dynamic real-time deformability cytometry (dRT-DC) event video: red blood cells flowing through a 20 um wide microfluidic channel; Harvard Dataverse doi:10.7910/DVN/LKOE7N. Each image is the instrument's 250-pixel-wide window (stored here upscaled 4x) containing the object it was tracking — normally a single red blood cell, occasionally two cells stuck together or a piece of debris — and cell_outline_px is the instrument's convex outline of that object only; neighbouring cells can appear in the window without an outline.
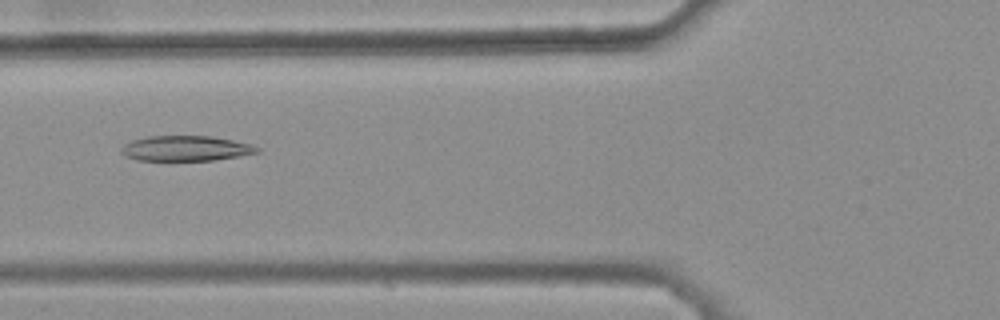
{"species": "common noctule bat (a hibernating species)", "species_latin": "Nyctalus noctula", "temperature_condition": "warm", "stored_images_in_passage": 38, "camera_frame_rate_fps": 3000, "um_per_image_px": 0.085, "animal": {"sex": "female", "body_mass_g": 25.1}, "frame": {"image": 1, "passage_image": 11, "time_ms": 3.333, "image_size_px": [1000, 320], "cell_outline_px": [[260, 152], [240, 156], [212, 160], [136, 160], [124, 156], [120, 152], [120, 148], [124, 144], [132, 140], [148, 136], [212, 136], [252, 144], [260, 148]], "centroid_in_image_um": [15.78, 12.61], "position_along_channel_um": 110.0, "area_um2": 20.06}}
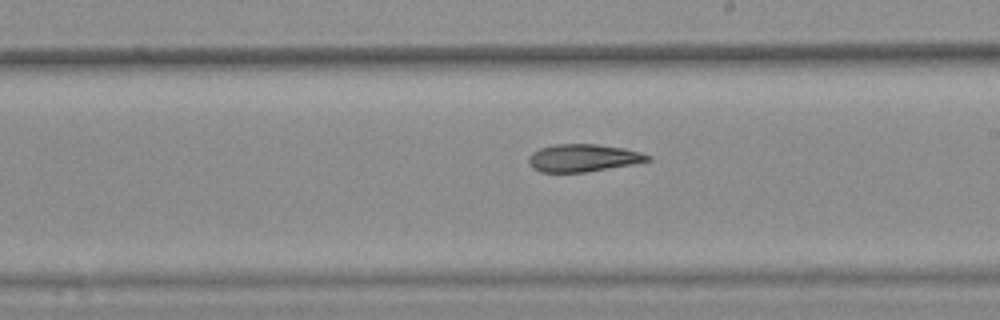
{"frame": {"image": 2, "passage_image": 21, "time_ms": 6.667, "image_size_px": [1000, 320], "cell_outline_px": [[652, 160], [632, 164], [584, 172], [540, 172], [532, 168], [528, 164], [528, 156], [532, 152], [540, 148], [552, 144], [596, 144], [624, 148], [640, 152], [652, 156]], "centroid_in_image_um": [49.53, 13.42], "position_along_channel_um": 239.5, "area_um2": 19.19}}
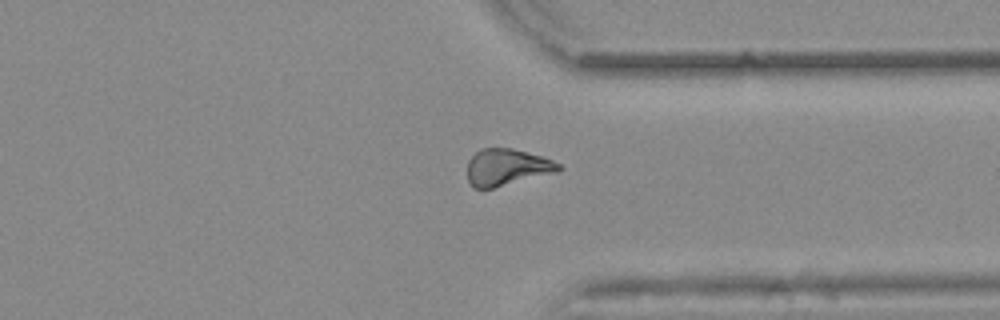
{"frame": {"image": 3, "passage_image": 31, "time_ms": 10.0, "image_size_px": [1000, 320], "cell_outline_px": [[564, 168], [560, 172], [492, 188], [472, 188], [468, 180], [468, 160], [480, 148], [512, 148], [540, 156], [552, 160], [560, 164]], "centroid_in_image_um": [43.11, 14.22], "position_along_channel_um": 368.3, "area_um2": 19.65}, "authors_computed_cell_mechanics": {"area_um2": 19.7676, "velocity_mm_per_s": 3.888, "shape_relaxation_time_tau1_ms": null, "shape_relaxation_time_tau2_ms": 7.9844, "deformation_change_tau1": null, "deformation_change_tau2": 0.1797}}